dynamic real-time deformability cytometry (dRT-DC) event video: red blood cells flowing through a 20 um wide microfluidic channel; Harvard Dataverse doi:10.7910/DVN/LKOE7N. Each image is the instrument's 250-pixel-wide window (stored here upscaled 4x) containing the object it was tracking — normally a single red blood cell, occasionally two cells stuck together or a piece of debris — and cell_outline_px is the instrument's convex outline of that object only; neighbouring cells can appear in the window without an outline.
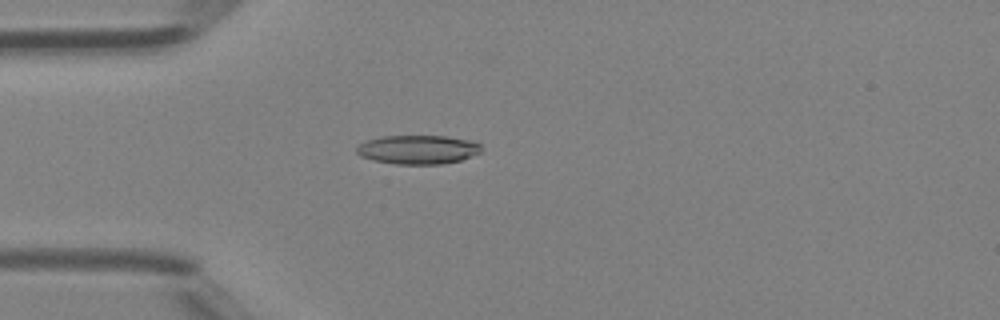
{"species": "Egyptian fruit bat (a non-hibernating species)", "species_latin": "Rousettus aegyptiacus", "temperature_condition": "room temperature", "stored_images_in_passage": 48, "camera_frame_rate_fps": 3000, "um_per_image_px": 0.085, "animal": {"sex": "female"}, "frame": {"image": 1, "passage_image": 14, "time_ms": 4.333, "image_size_px": [1000, 320], "cell_outline_px": [[480, 152], [460, 160], [440, 164], [396, 164], [372, 160], [360, 156], [356, 152], [356, 148], [360, 144], [368, 140], [380, 136], [448, 136], [472, 140], [480, 144]], "centroid_in_image_um": [35.5, 12.71], "position_along_channel_um": 49.5, "area_um2": 20.98}}
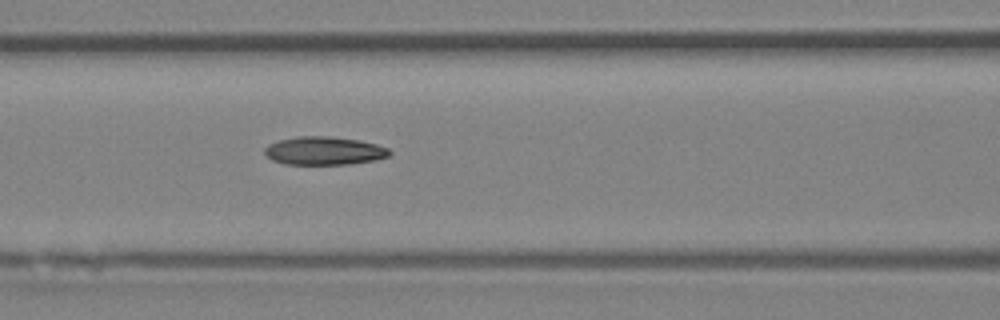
{"frame": {"image": 2, "passage_image": 21, "time_ms": 6.667, "image_size_px": [1000, 320], "cell_outline_px": [[392, 152], [388, 156], [376, 160], [352, 164], [284, 164], [272, 160], [264, 152], [264, 148], [268, 144], [280, 140], [296, 136], [332, 136], [360, 140], [376, 144], [388, 148]], "centroid_in_image_um": [27.56, 12.81], "position_along_channel_um": 139.0, "area_um2": 20.69}}
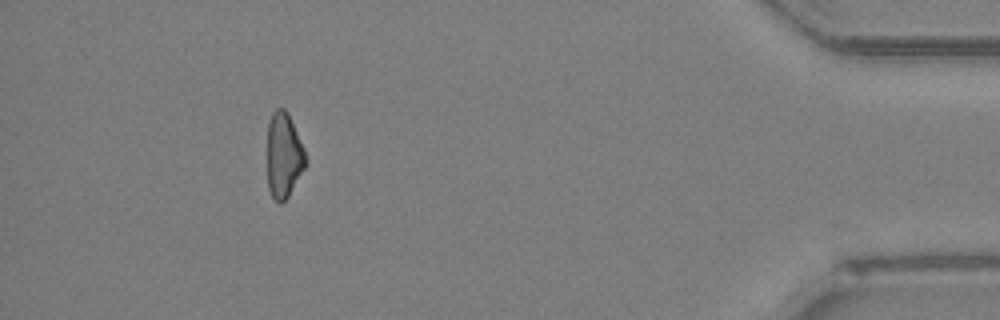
{"frame": {"image": 3, "passage_image": 44, "time_ms": 14.333, "image_size_px": [1000, 320], "cell_outline_px": [[308, 160], [304, 168], [288, 196], [280, 204], [272, 196], [268, 188], [268, 124], [272, 112], [276, 108], [284, 108], [288, 112], [304, 148]], "centroid_in_image_um": [24.12, 13.17], "position_along_channel_um": 411.1, "area_um2": 18.96}, "authors_computed_cell_mechanics": {"area_um2": 20.6635, "velocity_mm_per_s": 4.3439, "shape_relaxation_time_tau1_ms": 5.9353, "shape_relaxation_time_tau2_ms": 7.911, "deformation_change_tau1": 0.142, "deformation_change_tau2": 0.1773}}